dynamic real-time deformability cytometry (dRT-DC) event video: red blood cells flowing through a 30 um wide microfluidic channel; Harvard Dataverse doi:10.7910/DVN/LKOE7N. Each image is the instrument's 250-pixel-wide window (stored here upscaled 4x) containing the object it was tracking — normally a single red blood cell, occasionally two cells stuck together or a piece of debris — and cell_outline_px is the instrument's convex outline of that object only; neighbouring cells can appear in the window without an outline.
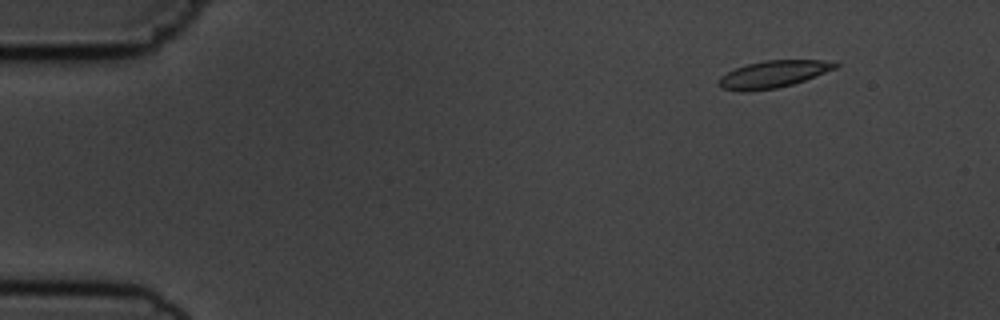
{"species": "common noctule bat (a hibernating species)", "species_latin": "Nyctalus noctula", "temperature_condition": "cold", "stored_images_in_passage": 4, "camera_frame_rate_fps": 3000, "um_per_image_px": 0.085, "animal": {"sex": "male", "body_mass_g": 19.5, "forearm_length_mm": 54.6}, "frame": {"image": 1, "passage_image": 2, "time_ms": 1.0, "image_size_px": [1000, 320], "cell_outline_px": [[840, 64], [836, 68], [804, 80], [792, 84], [776, 88], [748, 92], [740, 92], [720, 88], [716, 84], [720, 76], [736, 68], [748, 64], [764, 60], [836, 60]], "centroid_in_image_um": [65.7, 6.31], "position_along_channel_um": 19.3, "area_um2": 18.55}}